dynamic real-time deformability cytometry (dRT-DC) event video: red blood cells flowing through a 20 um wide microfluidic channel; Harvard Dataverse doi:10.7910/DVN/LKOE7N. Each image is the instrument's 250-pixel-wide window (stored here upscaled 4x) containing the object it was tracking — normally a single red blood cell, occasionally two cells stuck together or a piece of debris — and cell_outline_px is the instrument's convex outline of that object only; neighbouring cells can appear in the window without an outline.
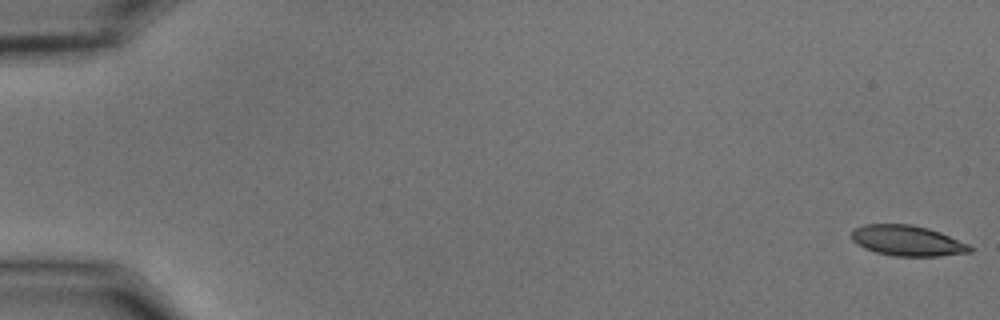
{"species": "common noctule bat (a hibernating species)", "species_latin": "Nyctalus noctula", "temperature_condition": "cold", "stored_images_in_passage": 56, "camera_frame_rate_fps": 3000, "um_per_image_px": 0.085, "animal": {"sex": "male", "body_mass_g": 15.6}, "frame": {"image": 1, "passage_image": 1, "time_ms": 0.0, "image_size_px": [1000, 320], "cell_outline_px": [[972, 252], [940, 256], [896, 256], [876, 252], [864, 248], [856, 244], [852, 240], [852, 228], [864, 224], [912, 224], [928, 228], [940, 232], [968, 244], [972, 248]], "centroid_in_image_um": [77.1, 20.45], "position_along_channel_um": 7.9, "area_um2": 21.1}}
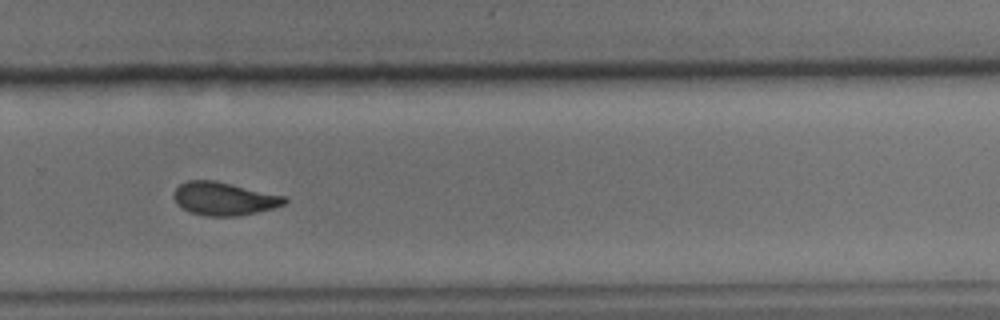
{"frame": {"image": 2, "passage_image": 39, "time_ms": 12.667, "image_size_px": [1000, 320], "cell_outline_px": [[288, 200], [284, 204], [272, 208], [256, 212], [236, 216], [204, 216], [188, 212], [176, 204], [172, 196], [176, 188], [180, 184], [188, 180], [216, 180], [284, 196]], "centroid_in_image_um": [18.98, 16.89], "position_along_channel_um": 310.8, "area_um2": 21.44}}
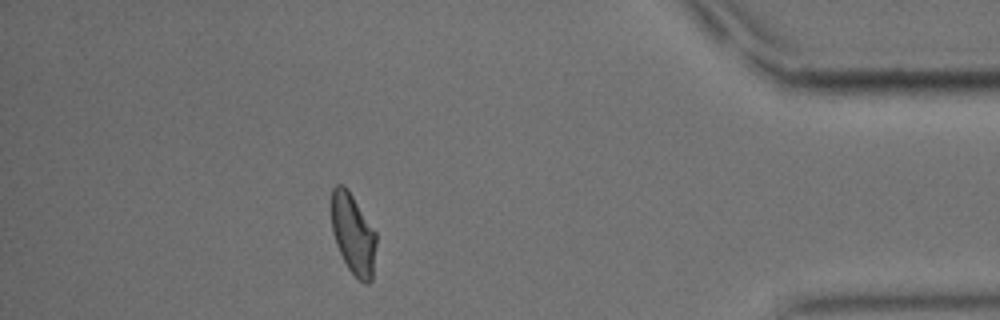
{"frame": {"image": 3, "passage_image": 50, "time_ms": 16.333, "image_size_px": [1000, 320], "cell_outline_px": [[376, 244], [372, 280], [368, 284], [360, 280], [348, 268], [336, 244], [332, 232], [332, 188], [336, 184], [344, 184], [348, 188], [376, 232]], "centroid_in_image_um": [30.02, 19.86], "position_along_channel_um": 405.2, "area_um2": 20.98}, "authors_computed_cell_mechanics": {"area_um2": 21.4149, "velocity_mm_per_s": 3.6334, "shape_relaxation_time_tau1_ms": 6.4125, "shape_relaxation_time_tau2_ms": 2.5029, "deformation_change_tau1": 0.1486, "deformation_change_tau2": 0.0848}}